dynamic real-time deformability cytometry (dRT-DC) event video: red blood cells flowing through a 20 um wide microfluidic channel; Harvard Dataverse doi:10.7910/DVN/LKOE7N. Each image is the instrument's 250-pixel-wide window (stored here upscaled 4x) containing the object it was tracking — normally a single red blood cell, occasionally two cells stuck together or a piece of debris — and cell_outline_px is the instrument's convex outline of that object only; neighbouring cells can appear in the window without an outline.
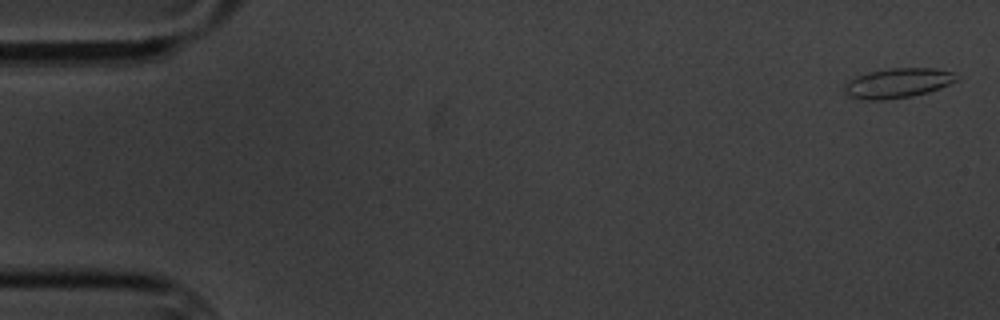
{"species": "common noctule bat (a hibernating species)", "species_latin": "Nyctalus noctula", "temperature_condition": "cold", "stored_images_in_passage": 7, "camera_frame_rate_fps": 3000, "um_per_image_px": 0.085, "animal": {"sex": "male", "body_mass_g": 20.1, "forearm_length_mm": 53.5}, "frame": {"image": 1, "passage_image": 1, "time_ms": 0.0, "image_size_px": [1000, 320], "cell_outline_px": [[960, 76], [956, 80], [940, 88], [928, 92], [912, 96], [884, 100], [864, 100], [848, 96], [840, 88], [844, 84], [856, 76], [868, 72], [888, 68], [936, 68], [952, 72]], "centroid_in_image_um": [76.26, 7.06], "position_along_channel_um": 8.7, "area_um2": 19.65}}
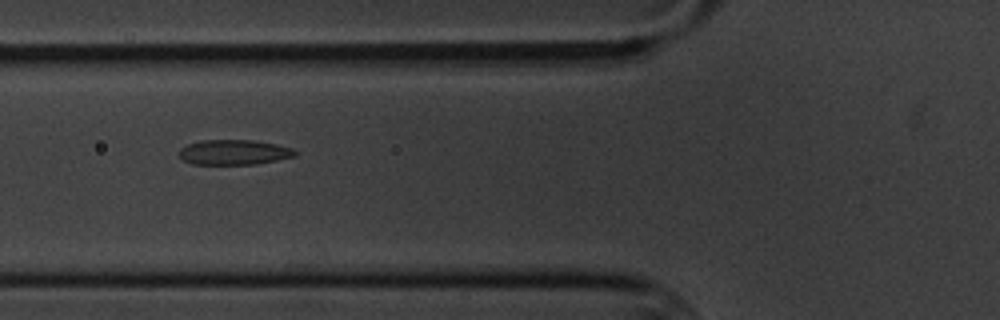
{"frame": {"image": 2, "passage_image": 6, "time_ms": 6.667, "image_size_px": [1000, 320], "cell_outline_px": [[296, 156], [256, 164], [192, 164], [184, 160], [180, 156], [180, 148], [188, 144], [200, 140], [252, 140], [276, 144], [292, 148], [296, 152]], "centroid_in_image_um": [19.89, 12.94], "position_along_channel_um": 105.9, "area_um2": 16.82}}
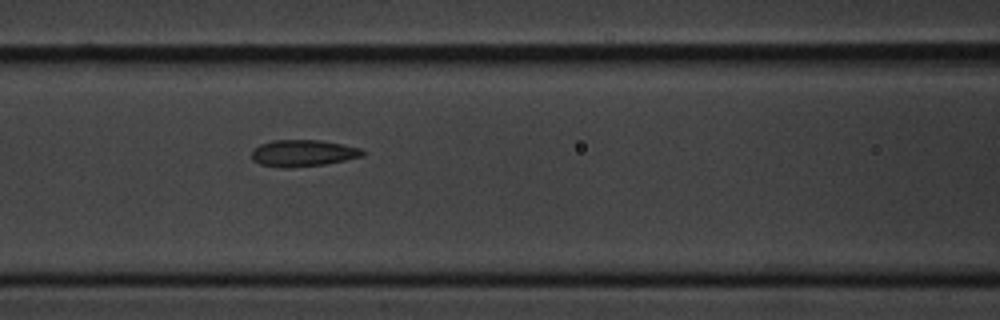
{"frame": {"image": 3, "passage_image": 7, "time_ms": 7.667, "image_size_px": [1000, 320], "cell_outline_px": [[364, 156], [324, 164], [288, 168], [260, 164], [252, 160], [252, 148], [260, 144], [272, 140], [320, 140], [360, 148], [364, 152]], "centroid_in_image_um": [25.71, 13.01], "position_along_channel_um": 140.9, "area_um2": 17.11}}